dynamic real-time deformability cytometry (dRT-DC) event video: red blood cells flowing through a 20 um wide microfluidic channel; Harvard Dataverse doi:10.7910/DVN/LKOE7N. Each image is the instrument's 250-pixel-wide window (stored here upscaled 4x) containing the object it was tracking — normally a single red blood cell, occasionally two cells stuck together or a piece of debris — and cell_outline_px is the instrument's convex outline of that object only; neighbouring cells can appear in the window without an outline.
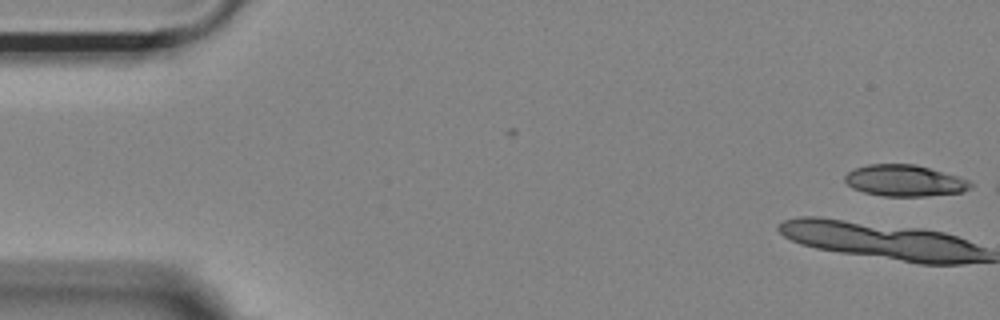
{"species": "Egyptian fruit bat (a non-hibernating species)", "species_latin": "Rousettus aegyptiacus", "temperature_condition": "room temperature", "stored_images_in_passage": 2, "camera_frame_rate_fps": 3000, "um_per_image_px": 0.085, "animal": {"sex": "female"}, "frame": {"image": 1, "passage_image": 2, "time_ms": 0.333, "image_size_px": [1000, 320], "cell_outline_px": [[972, 188], [960, 192], [924, 196], [884, 196], [864, 192], [852, 188], [844, 180], [844, 176], [848, 172], [856, 168], [868, 164], [916, 164], [960, 176], [968, 180], [972, 184]], "centroid_in_image_um": [76.9, 15.34], "position_along_channel_um": 8.1, "area_um2": 23.0}}